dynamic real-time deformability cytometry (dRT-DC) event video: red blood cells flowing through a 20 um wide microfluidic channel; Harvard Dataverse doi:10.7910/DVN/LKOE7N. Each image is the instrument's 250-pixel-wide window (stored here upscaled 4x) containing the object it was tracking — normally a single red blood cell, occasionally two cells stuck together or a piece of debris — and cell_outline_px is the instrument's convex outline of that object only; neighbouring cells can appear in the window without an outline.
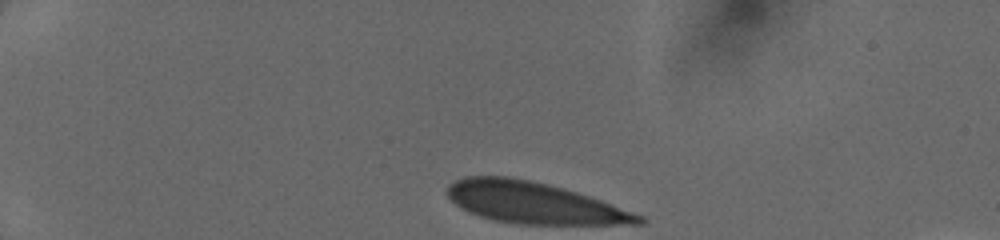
{"species": "human", "species_latin": "Homo sapiens", "temperature_condition": "cold", "stored_images_in_passage": 10, "camera_frame_rate_fps": 3000, "um_per_image_px": 0.085, "donor": {"sex": "female"}, "frame": {"image": 1, "passage_image": 1, "time_ms": 0.0, "image_size_px": [1000, 240], "cell_outline_px": [[648, 220], [644, 224], [516, 224], [492, 220], [468, 212], [460, 208], [448, 196], [448, 184], [464, 176], [508, 176], [548, 184], [564, 188], [600, 200], [644, 216]], "centroid_in_image_um": [45.37, 17.24], "position_along_channel_um": 39.6, "area_um2": 46.01}}
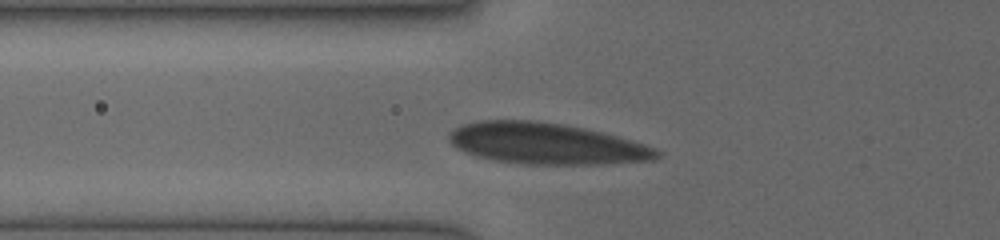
{"frame": {"image": 2, "passage_image": 9, "time_ms": 2.667, "image_size_px": [1000, 240], "cell_outline_px": [[660, 156], [652, 160], [600, 164], [524, 164], [496, 160], [476, 156], [464, 152], [456, 148], [448, 140], [448, 132], [460, 124], [476, 120], [536, 120], [564, 124], [604, 132], [644, 144], [656, 148], [660, 152]], "centroid_in_image_um": [46.38, 12.19], "position_along_channel_um": 79.4, "area_um2": 50.23}}